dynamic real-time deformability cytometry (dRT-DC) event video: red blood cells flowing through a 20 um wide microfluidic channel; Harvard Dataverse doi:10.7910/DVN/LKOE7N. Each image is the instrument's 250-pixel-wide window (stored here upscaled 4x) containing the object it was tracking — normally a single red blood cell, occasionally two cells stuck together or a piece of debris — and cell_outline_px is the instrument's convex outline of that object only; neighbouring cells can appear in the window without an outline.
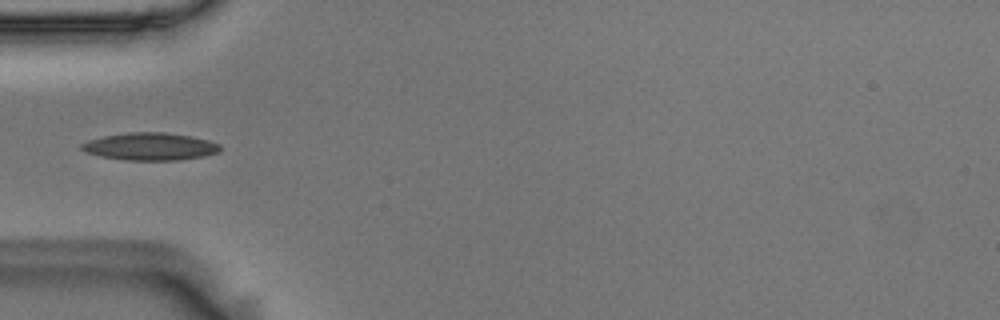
{"species": "Egyptian fruit bat (a non-hibernating species)", "species_latin": "Rousettus aegyptiacus", "temperature_condition": "room temperature", "stored_images_in_passage": 6, "camera_frame_rate_fps": 3000, "um_per_image_px": 0.085, "animal": {"sex": "male"}, "frame": {"image": 1, "passage_image": 3, "time_ms": 0.667, "image_size_px": [1000, 320], "cell_outline_px": [[220, 152], [204, 156], [180, 160], [124, 160], [100, 156], [88, 152], [80, 148], [80, 144], [88, 140], [104, 136], [128, 132], [164, 132], [192, 136], [208, 140], [220, 144]], "centroid_in_image_um": [12.78, 12.45], "position_along_channel_um": 72.2, "area_um2": 22.25}}
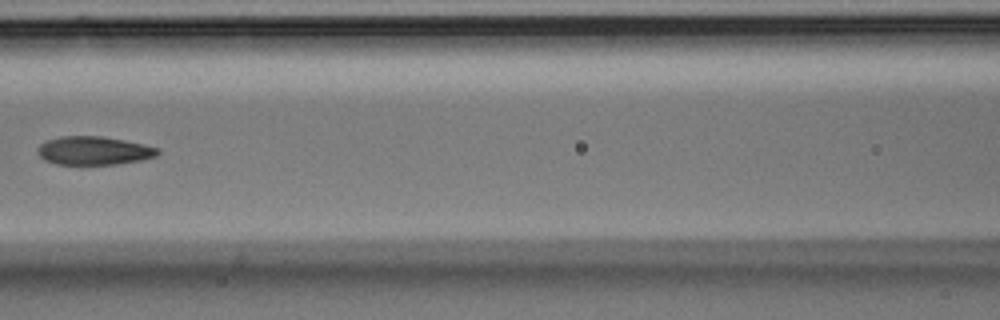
{"frame": {"image": 2, "passage_image": 5, "time_ms": 1.333, "image_size_px": [1000, 320], "cell_outline_px": [[160, 152], [156, 156], [140, 160], [116, 164], [56, 164], [44, 160], [36, 152], [36, 148], [44, 140], [60, 136], [100, 136], [124, 140], [144, 144], [160, 148]], "centroid_in_image_um": [7.94, 12.79], "position_along_channel_um": 158.7, "area_um2": 20.06}}
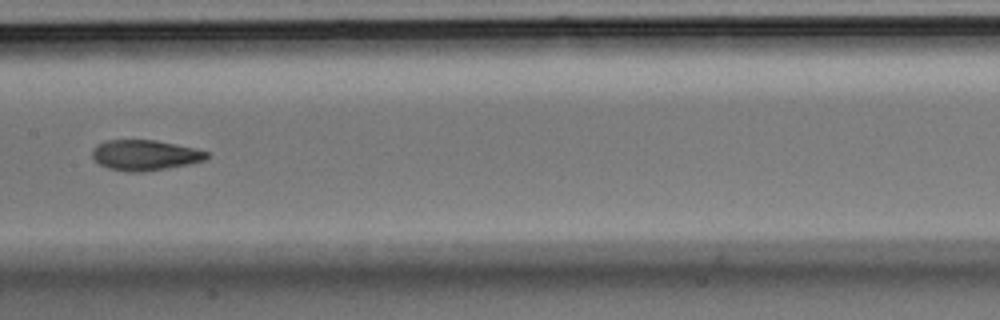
{"frame": {"image": 3, "passage_image": 6, "time_ms": 1.667, "image_size_px": [1000, 320], "cell_outline_px": [[208, 156], [204, 160], [188, 164], [140, 172], [128, 172], [108, 168], [100, 164], [92, 156], [92, 148], [96, 144], [104, 140], [156, 140], [196, 148], [208, 152]], "centroid_in_image_um": [12.29, 13.17], "position_along_channel_um": 195.1, "area_um2": 20.23}}